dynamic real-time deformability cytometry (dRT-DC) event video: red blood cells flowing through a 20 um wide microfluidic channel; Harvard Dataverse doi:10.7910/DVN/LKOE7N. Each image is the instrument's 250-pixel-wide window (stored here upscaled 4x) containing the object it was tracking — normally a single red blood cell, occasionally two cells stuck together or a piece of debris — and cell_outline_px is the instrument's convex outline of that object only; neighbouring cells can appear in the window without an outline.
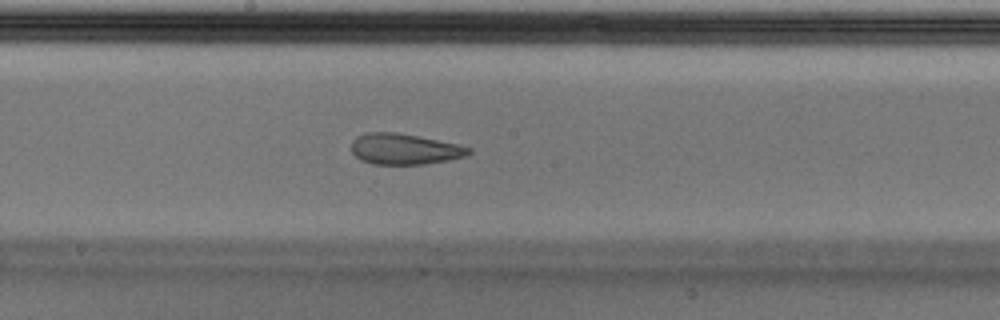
{"species": "Egyptian fruit bat (a non-hibernating species)", "species_latin": "Rousettus aegyptiacus", "temperature_condition": "cold", "stored_images_in_passage": 38, "camera_frame_rate_fps": 3000, "um_per_image_px": 0.085, "animal": {"sex": "male"}, "frame": {"image": 1, "passage_image": 12, "time_ms": 3.667, "image_size_px": [1000, 320], "cell_outline_px": [[472, 152], [468, 156], [448, 160], [424, 164], [372, 164], [360, 160], [352, 152], [352, 140], [356, 136], [368, 132], [396, 132], [460, 144], [472, 148]], "centroid_in_image_um": [34.41, 12.67], "position_along_channel_um": 213.8, "area_um2": 21.27}}